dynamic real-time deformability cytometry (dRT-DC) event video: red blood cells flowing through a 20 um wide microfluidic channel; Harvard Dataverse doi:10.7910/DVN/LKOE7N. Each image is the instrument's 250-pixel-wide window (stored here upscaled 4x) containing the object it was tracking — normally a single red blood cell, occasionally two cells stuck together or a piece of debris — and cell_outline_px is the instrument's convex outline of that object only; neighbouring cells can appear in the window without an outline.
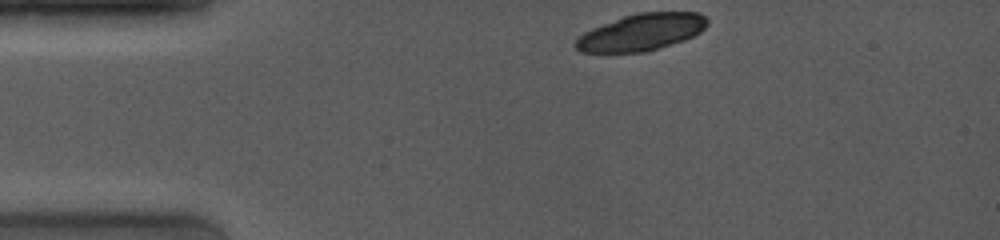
{"species": "common noctule bat (a hibernating species)", "species_latin": "Nyctalus noctula", "temperature_condition": "room temperature", "stored_images_in_passage": 3, "camera_frame_rate_fps": 4000, "um_per_image_px": 0.085, "animal": {"sex": "female", "body_mass_g": 19.0, "forearm_length_mm": 53.3}, "frame": {"image": 1, "passage_image": 1, "time_ms": 0.0, "image_size_px": [1000, 240], "cell_outline_px": [[708, 24], [700, 32], [684, 40], [648, 52], [580, 52], [576, 48], [576, 40], [584, 32], [592, 28], [624, 16], [636, 12], [700, 12], [708, 20]], "centroid_in_image_um": [54.55, 2.73], "position_along_channel_um": 30.5, "area_um2": 28.15}}